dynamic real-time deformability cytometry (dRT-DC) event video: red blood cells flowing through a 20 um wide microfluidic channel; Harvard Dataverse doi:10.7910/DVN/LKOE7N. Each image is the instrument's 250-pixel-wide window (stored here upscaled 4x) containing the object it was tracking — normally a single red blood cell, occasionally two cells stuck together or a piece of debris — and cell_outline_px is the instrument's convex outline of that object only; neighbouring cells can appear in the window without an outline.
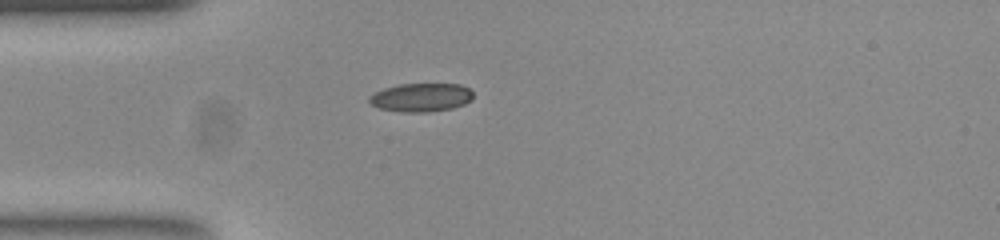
{"species": "common noctule bat (a hibernating species)", "species_latin": "Nyctalus noctula", "temperature_condition": "room temperature", "stored_images_in_passage": 40, "camera_frame_rate_fps": 3000, "um_per_image_px": 0.085, "animal": {"sex": "female", "body_mass_g": 23.0, "forearm_length_mm": 53.4}, "frame": {"image": 1, "passage_image": 1, "time_ms": 0.0, "image_size_px": [1000, 240], "cell_outline_px": [[472, 100], [464, 104], [452, 108], [428, 112], [400, 112], [380, 108], [372, 104], [368, 100], [368, 96], [384, 88], [400, 84], [460, 84], [468, 88], [472, 92]], "centroid_in_image_um": [35.79, 8.28], "position_along_channel_um": 49.2, "area_um2": 17.22}}
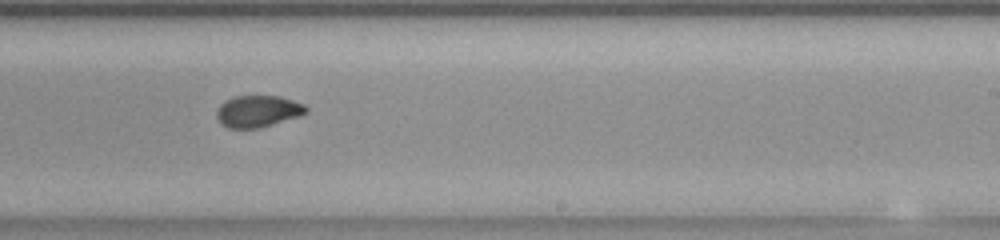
{"frame": {"image": 2, "passage_image": 19, "time_ms": 6.0, "image_size_px": [1000, 240], "cell_outline_px": [[308, 112], [300, 116], [272, 124], [256, 128], [228, 128], [220, 124], [216, 116], [216, 112], [220, 104], [224, 100], [236, 96], [280, 96], [304, 104], [308, 108]], "centroid_in_image_um": [21.91, 9.45], "position_along_channel_um": 267.1, "area_um2": 16.59}}
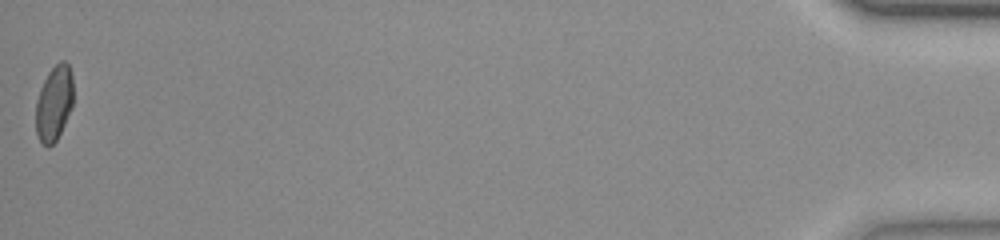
{"frame": {"image": 3, "passage_image": 40, "time_ms": 13.0, "image_size_px": [1000, 240], "cell_outline_px": [[72, 108], [56, 140], [48, 148], [40, 140], [36, 132], [36, 100], [40, 88], [48, 72], [60, 60], [64, 60], [68, 64], [72, 76]], "centroid_in_image_um": [4.59, 8.75], "position_along_channel_um": 430.6, "area_um2": 16.3}, "authors_computed_cell_mechanics": {"area_um2": 16.9065, "velocity_mm_per_s": 3.8059, "shape_relaxation_time_tau1_ms": null, "shape_relaxation_time_tau2_ms": 1.1087, "deformation_change_tau1": null, "deformation_change_tau2": 0.0458}}